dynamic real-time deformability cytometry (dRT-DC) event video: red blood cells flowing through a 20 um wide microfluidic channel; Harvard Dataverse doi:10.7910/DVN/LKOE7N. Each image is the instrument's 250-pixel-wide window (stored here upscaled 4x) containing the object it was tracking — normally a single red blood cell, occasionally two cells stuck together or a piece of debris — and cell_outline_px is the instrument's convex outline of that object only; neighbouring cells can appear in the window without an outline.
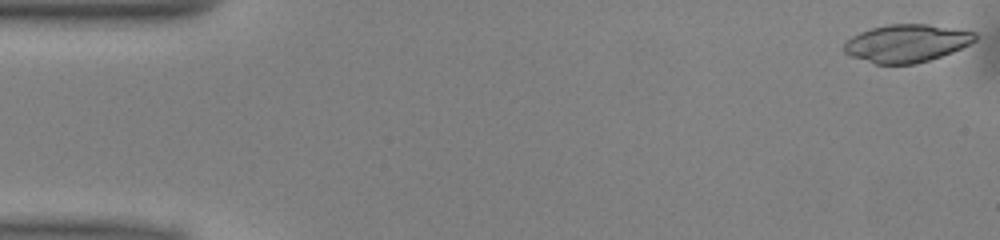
{"species": "common noctule bat (a hibernating species)", "species_latin": "Nyctalus noctula", "temperature_condition": "warm", "stored_images_in_passage": 50, "camera_frame_rate_fps": 3000, "um_per_image_px": 0.085, "animal": {"sex": "male", "body_mass_g": 13.0, "forearm_length_mm": 53.1}, "frame": {"image": 1, "passage_image": 1, "time_ms": 0.0, "image_size_px": [1000, 240], "cell_outline_px": [[976, 40], [952, 52], [916, 64], [876, 64], [852, 56], [844, 52], [844, 44], [852, 36], [860, 32], [872, 28], [888, 24], [928, 24], [976, 32]], "centroid_in_image_um": [77.06, 3.67], "position_along_channel_um": 7.9, "area_um2": 28.55}}
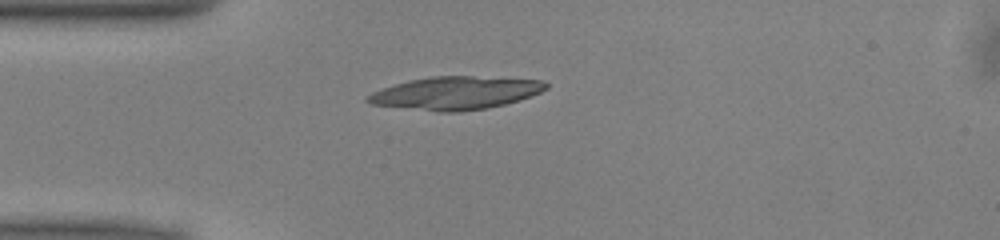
{"frame": {"image": 2, "passage_image": 13, "time_ms": 4.0, "image_size_px": [1000, 240], "cell_outline_px": [[548, 88], [540, 92], [520, 100], [488, 108], [460, 112], [440, 112], [372, 104], [364, 100], [364, 96], [372, 92], [408, 80], [432, 76], [472, 76], [544, 80], [548, 84]], "centroid_in_image_um": [38.73, 7.91], "position_along_channel_um": 46.3, "area_um2": 34.28}}